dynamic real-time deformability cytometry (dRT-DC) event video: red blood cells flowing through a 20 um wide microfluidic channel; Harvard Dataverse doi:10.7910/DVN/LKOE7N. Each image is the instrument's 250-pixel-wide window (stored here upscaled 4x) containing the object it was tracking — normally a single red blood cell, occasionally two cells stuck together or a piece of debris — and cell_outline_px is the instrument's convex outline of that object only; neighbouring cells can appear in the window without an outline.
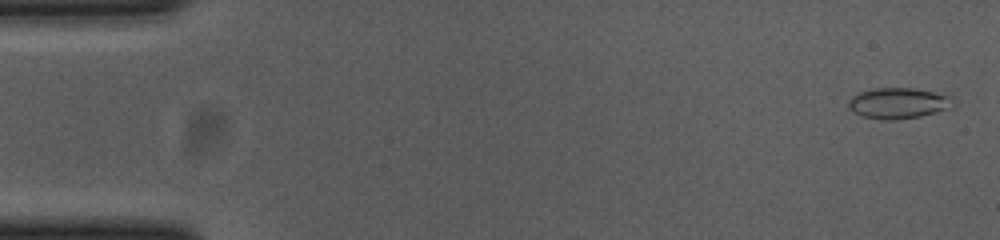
{"species": "common noctule bat (a hibernating species)", "species_latin": "Nyctalus noctula", "temperature_condition": "cold", "stored_images_in_passage": 55, "camera_frame_rate_fps": 3000, "um_per_image_px": 0.085, "animal": {"sex": "female", "body_mass_g": 23.0, "forearm_length_mm": 53.4}, "frame": {"image": 1, "passage_image": 2, "time_ms": 0.333, "image_size_px": [1000, 240], "cell_outline_px": [[956, 104], [952, 108], [920, 116], [892, 120], [880, 120], [860, 116], [852, 112], [848, 108], [848, 100], [852, 96], [860, 92], [876, 88], [912, 88], [948, 92], [952, 96]], "centroid_in_image_um": [76.43, 8.76], "position_along_channel_um": 8.6, "area_um2": 19.48}}
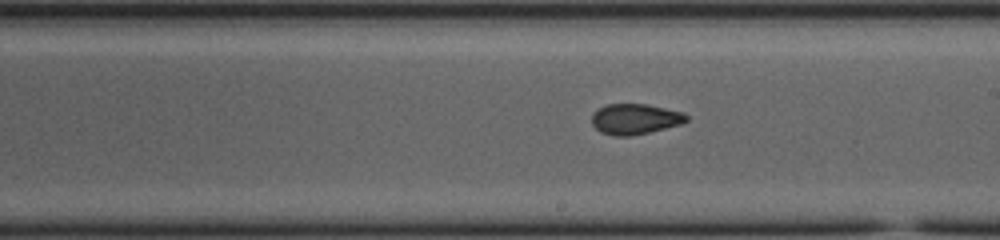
{"frame": {"image": 2, "passage_image": 31, "time_ms": 10.0, "image_size_px": [1000, 240], "cell_outline_px": [[688, 120], [680, 124], [648, 132], [628, 136], [616, 136], [600, 132], [592, 124], [592, 112], [596, 108], [608, 104], [648, 104], [684, 112], [688, 116]], "centroid_in_image_um": [53.95, 10.1], "position_along_channel_um": 235.0, "area_um2": 16.88}}
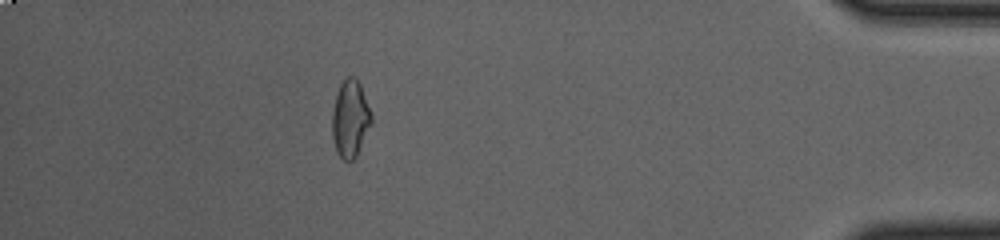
{"frame": {"image": 3, "passage_image": 49, "time_ms": 16.0, "image_size_px": [1000, 240], "cell_outline_px": [[372, 124], [356, 156], [352, 160], [344, 160], [336, 152], [332, 136], [332, 112], [336, 96], [340, 84], [348, 76], [356, 76], [360, 84], [372, 112]], "centroid_in_image_um": [29.78, 10.08], "position_along_channel_um": 405.4, "area_um2": 17.74}, "authors_computed_cell_mechanics": {"area_um2": 17.34, "velocity_mm_per_s": 3.7056, "shape_relaxation_time_tau1_ms": null, "shape_relaxation_time_tau2_ms": 2.1967, "deformation_change_tau1": null, "deformation_change_tau2": 0.0721}}